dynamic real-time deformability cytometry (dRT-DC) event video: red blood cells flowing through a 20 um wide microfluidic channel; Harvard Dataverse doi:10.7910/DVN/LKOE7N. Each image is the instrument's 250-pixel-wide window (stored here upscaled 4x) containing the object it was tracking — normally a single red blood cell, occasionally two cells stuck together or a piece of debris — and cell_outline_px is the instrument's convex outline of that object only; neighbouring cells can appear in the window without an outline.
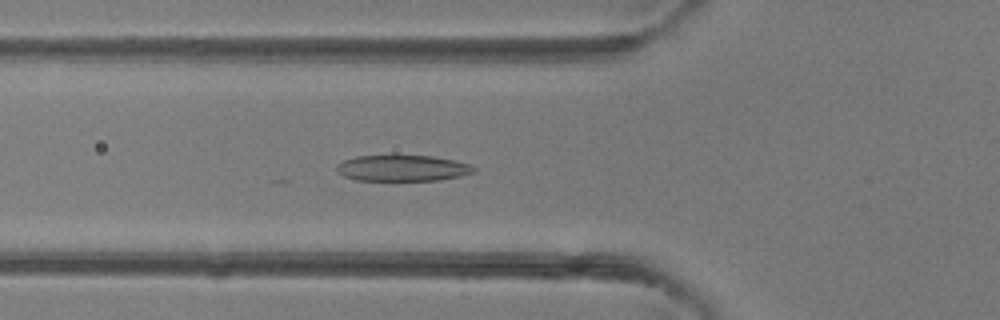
{"species": "common noctule bat (a hibernating species)", "species_latin": "Nyctalus noctula", "temperature_condition": "room temperature", "stored_images_in_passage": 36, "camera_frame_rate_fps": 3000, "um_per_image_px": 0.085, "animal": {"sex": "female"}, "frame": {"image": 1, "passage_image": 9, "time_ms": 2.667, "image_size_px": [1000, 320], "cell_outline_px": [[476, 172], [460, 176], [440, 180], [356, 180], [344, 176], [336, 172], [336, 164], [344, 160], [356, 156], [392, 152], [432, 156], [472, 164], [476, 168]], "centroid_in_image_um": [34.18, 14.24], "position_along_channel_um": 91.6, "area_um2": 21.91}}
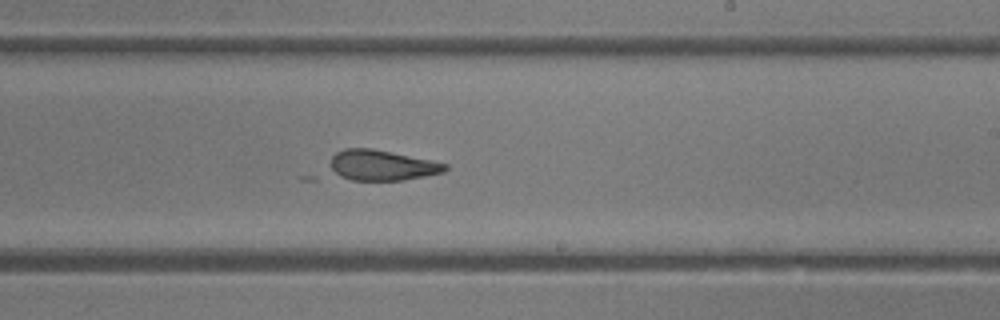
{"frame": {"image": 2, "passage_image": 19, "time_ms": 6.0, "image_size_px": [1000, 320], "cell_outline_px": [[448, 168], [444, 172], [404, 180], [352, 180], [340, 176], [332, 172], [332, 156], [336, 152], [344, 148], [372, 148], [432, 160], [448, 164]], "centroid_in_image_um": [32.48, 14.04], "position_along_channel_um": 256.5, "area_um2": 20.35}}
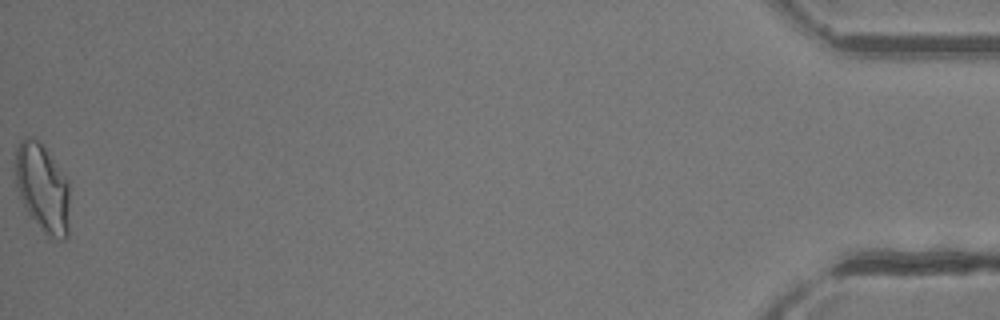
{"frame": {"image": 3, "passage_image": 36, "time_ms": 11.667, "image_size_px": [1000, 320], "cell_outline_px": [[68, 236], [64, 240], [60, 240], [48, 236], [44, 232], [28, 212], [20, 196], [16, 184], [16, 148], [20, 140], [24, 136], [32, 136], [40, 140], [68, 180]], "centroid_in_image_um": [3.62, 15.93], "position_along_channel_um": 431.6, "area_um2": 27.8}}